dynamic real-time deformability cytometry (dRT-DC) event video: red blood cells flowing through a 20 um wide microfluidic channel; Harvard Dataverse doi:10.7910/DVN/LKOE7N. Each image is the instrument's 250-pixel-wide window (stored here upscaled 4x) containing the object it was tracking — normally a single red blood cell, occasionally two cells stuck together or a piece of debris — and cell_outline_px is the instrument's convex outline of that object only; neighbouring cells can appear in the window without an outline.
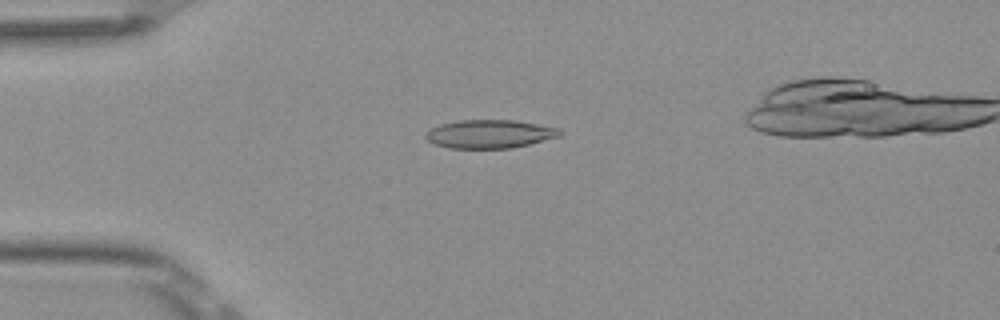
{"species": "Egyptian fruit bat (a non-hibernating species)", "species_latin": "Rousettus aegyptiacus", "temperature_condition": "room temperature", "stored_images_in_passage": 5, "camera_frame_rate_fps": 3000, "um_per_image_px": 0.085, "frame": {"image": 1, "passage_image": 4, "time_ms": 1.0, "image_size_px": [1000, 320], "cell_outline_px": [[560, 136], [512, 148], [448, 148], [432, 144], [424, 136], [432, 128], [440, 124], [460, 120], [516, 120], [560, 128]], "centroid_in_image_um": [41.6, 11.39], "position_along_channel_um": 43.4, "area_um2": 22.14}}